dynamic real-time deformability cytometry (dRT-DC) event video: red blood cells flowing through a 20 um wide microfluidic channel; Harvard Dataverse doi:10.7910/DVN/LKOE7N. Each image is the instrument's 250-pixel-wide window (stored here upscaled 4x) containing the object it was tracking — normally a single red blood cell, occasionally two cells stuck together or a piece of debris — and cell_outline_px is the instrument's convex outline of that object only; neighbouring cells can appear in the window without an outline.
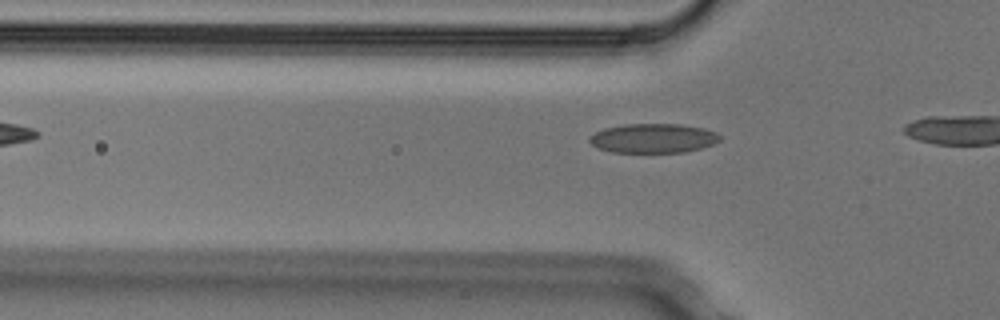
{"species": "Egyptian fruit bat (a non-hibernating species)", "species_latin": "Rousettus aegyptiacus", "temperature_condition": "cold", "stored_images_in_passage": 3, "camera_frame_rate_fps": 3000, "um_per_image_px": 0.085, "animal": {"sex": "male"}, "frame": {"image": 1, "passage_image": 3, "time_ms": 0.667, "image_size_px": [1000, 320], "cell_outline_px": [[720, 140], [712, 144], [700, 148], [684, 152], [612, 152], [596, 148], [588, 140], [588, 136], [604, 128], [624, 124], [680, 124], [704, 128], [716, 132], [720, 136]], "centroid_in_image_um": [55.49, 11.75], "position_along_channel_um": 70.3, "area_um2": 22.31}}